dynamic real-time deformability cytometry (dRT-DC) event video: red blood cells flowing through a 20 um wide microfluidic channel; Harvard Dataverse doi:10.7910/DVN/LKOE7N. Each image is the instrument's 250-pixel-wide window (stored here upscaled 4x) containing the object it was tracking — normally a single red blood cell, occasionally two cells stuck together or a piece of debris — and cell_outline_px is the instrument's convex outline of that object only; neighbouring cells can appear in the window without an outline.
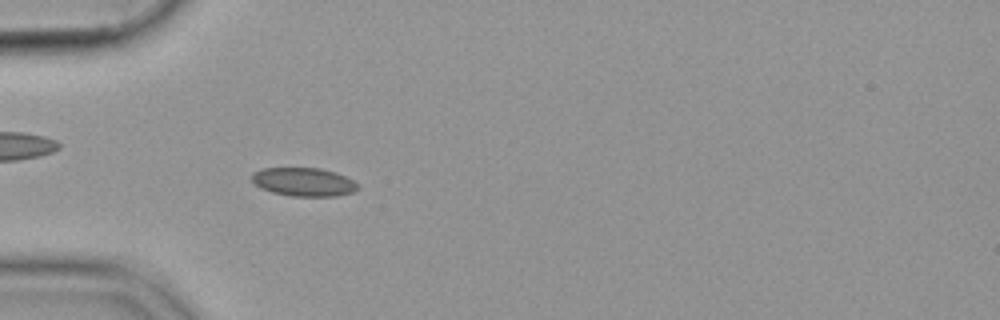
{"species": "common noctule bat (a hibernating species)", "species_latin": "Nyctalus noctula", "temperature_condition": "cold", "stored_images_in_passage": 55, "camera_frame_rate_fps": 3000, "um_per_image_px": 0.085, "animal": {"sex": "female", "body_mass_g": 19.9}, "frame": {"image": 1, "passage_image": 17, "time_ms": 5.333, "image_size_px": [1000, 320], "cell_outline_px": [[360, 188], [352, 192], [336, 196], [292, 196], [272, 192], [260, 188], [252, 180], [252, 172], [264, 168], [320, 168], [336, 172], [352, 180]], "centroid_in_image_um": [25.8, 15.46], "position_along_channel_um": 59.2, "area_um2": 17.51}}
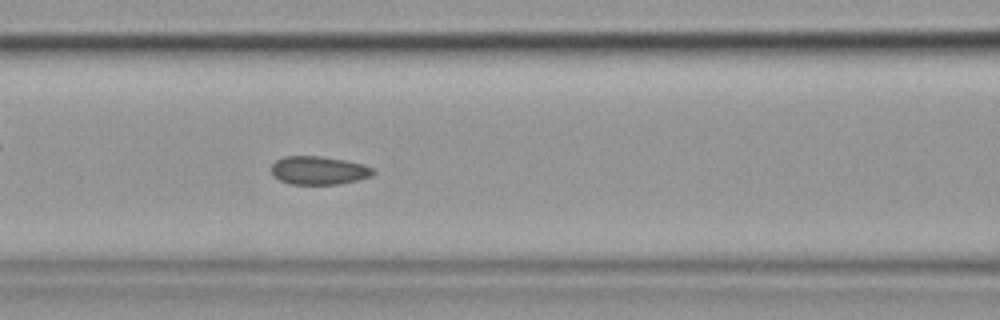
{"frame": {"image": 2, "passage_image": 24, "time_ms": 7.667, "image_size_px": [1000, 320], "cell_outline_px": [[376, 172], [372, 176], [340, 184], [288, 184], [272, 176], [272, 164], [276, 160], [284, 156], [320, 156], [344, 160], [360, 164], [372, 168]], "centroid_in_image_um": [27.06, 14.49], "position_along_channel_um": 139.5, "area_um2": 16.76}}
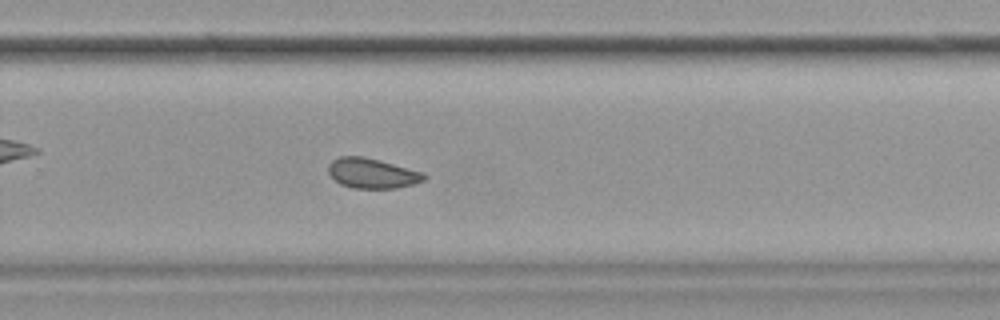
{"frame": {"image": 3, "passage_image": 37, "time_ms": 12.0, "image_size_px": [1000, 320], "cell_outline_px": [[428, 176], [424, 180], [412, 184], [396, 188], [352, 188], [340, 184], [328, 172], [328, 164], [332, 160], [340, 156], [364, 156], [380, 160], [424, 172]], "centroid_in_image_um": [31.64, 14.72], "position_along_channel_um": 298.2, "area_um2": 16.82}}